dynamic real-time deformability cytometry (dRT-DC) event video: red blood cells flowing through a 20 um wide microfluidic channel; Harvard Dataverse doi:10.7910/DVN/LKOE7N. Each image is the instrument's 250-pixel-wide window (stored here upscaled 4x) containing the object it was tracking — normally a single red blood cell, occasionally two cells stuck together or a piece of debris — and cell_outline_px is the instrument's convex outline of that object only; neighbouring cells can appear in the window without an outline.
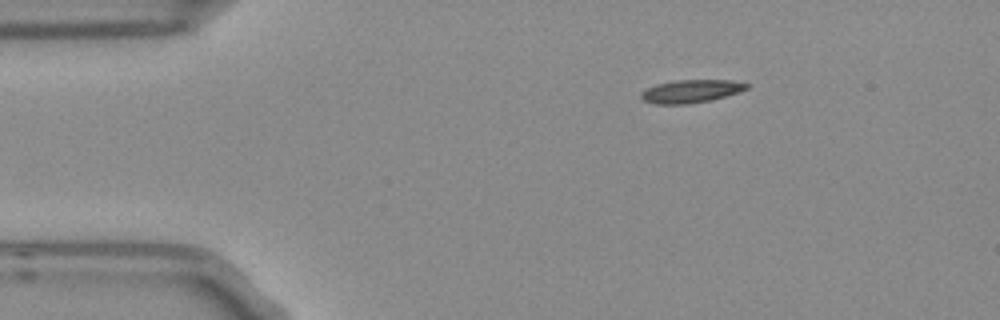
{"species": "Egyptian fruit bat (a non-hibernating species)", "species_latin": "Rousettus aegyptiacus", "temperature_condition": "room temperature", "stored_images_in_passage": 8, "camera_frame_rate_fps": 3000, "um_per_image_px": 0.085, "frame": {"image": 1, "passage_image": 1, "time_ms": 0.0, "image_size_px": [1000, 320], "cell_outline_px": [[748, 88], [712, 100], [688, 104], [656, 104], [644, 100], [640, 96], [640, 92], [656, 84], [672, 80], [732, 80], [748, 84]], "centroid_in_image_um": [58.69, 7.75], "position_along_channel_um": 26.3, "area_um2": 14.05}}
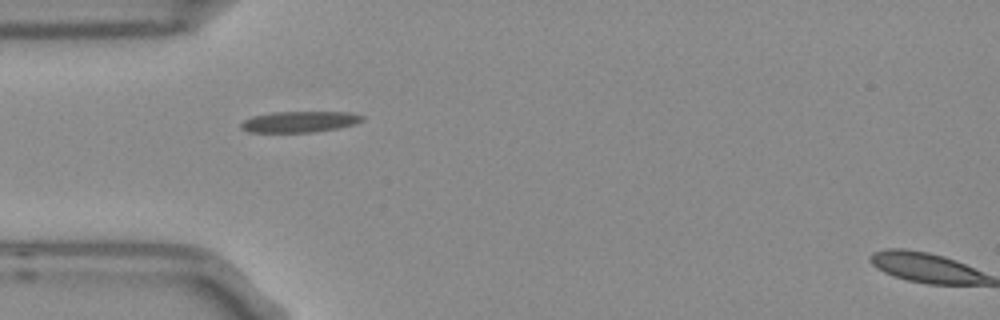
{"frame": {"image": 2, "passage_image": 3, "time_ms": 0.667, "image_size_px": [1000, 320], "cell_outline_px": [[364, 120], [352, 124], [336, 128], [312, 132], [248, 132], [240, 128], [240, 124], [244, 120], [252, 116], [272, 112], [352, 112], [364, 116]], "centroid_in_image_um": [25.43, 10.34], "position_along_channel_um": 59.6, "area_um2": 14.8}}
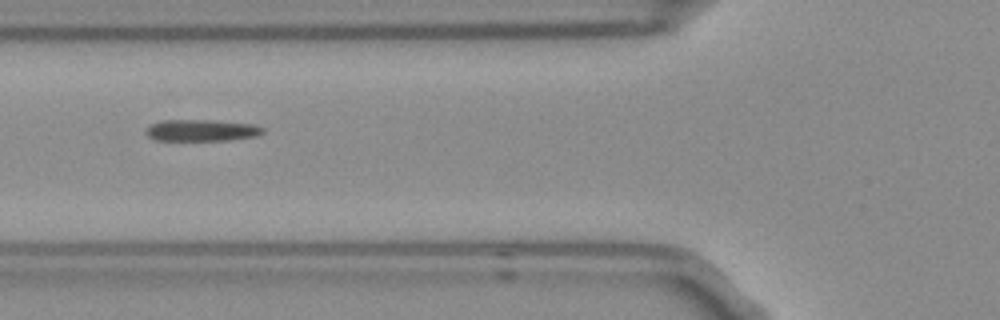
{"frame": {"image": 3, "passage_image": 4, "time_ms": 1.0, "image_size_px": [1000, 320], "cell_outline_px": [[264, 132], [256, 136], [228, 140], [156, 140], [148, 136], [144, 132], [148, 124], [160, 120], [216, 120], [252, 124], [264, 128]], "centroid_in_image_um": [17.08, 11.07], "position_along_channel_um": 108.7, "area_um2": 14.85}}